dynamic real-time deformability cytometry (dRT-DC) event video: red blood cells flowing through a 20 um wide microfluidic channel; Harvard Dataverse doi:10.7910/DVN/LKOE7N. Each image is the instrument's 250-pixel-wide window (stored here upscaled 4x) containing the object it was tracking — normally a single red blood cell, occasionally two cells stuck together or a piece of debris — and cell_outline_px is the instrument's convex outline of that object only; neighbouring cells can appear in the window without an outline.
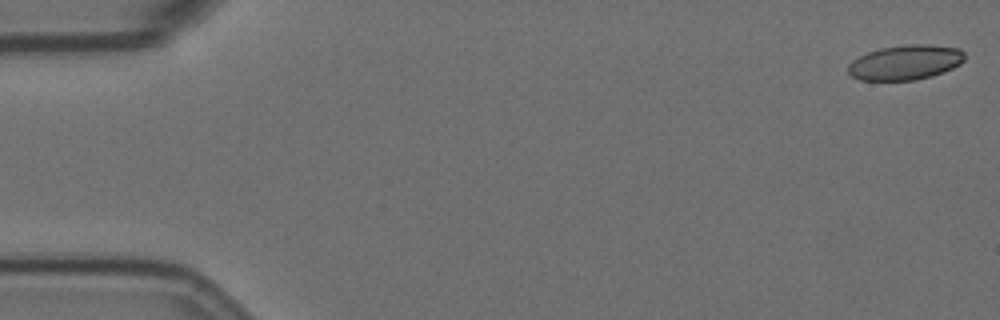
{"species": "Egyptian fruit bat (a non-hibernating species)", "species_latin": "Rousettus aegyptiacus", "temperature_condition": "room temperature", "stored_images_in_passage": 57, "camera_frame_rate_fps": 3000, "um_per_image_px": 0.085, "animal": {"sex": "female"}, "frame": {"image": 1, "passage_image": 1, "time_ms": 0.0, "image_size_px": [1000, 320], "cell_outline_px": [[964, 60], [960, 64], [944, 72], [932, 76], [916, 80], [860, 80], [852, 76], [848, 72], [848, 64], [852, 60], [868, 52], [880, 48], [908, 44], [928, 44], [960, 48], [964, 52]], "centroid_in_image_um": [76.97, 5.3], "position_along_channel_um": 8.0, "area_um2": 23.76}}
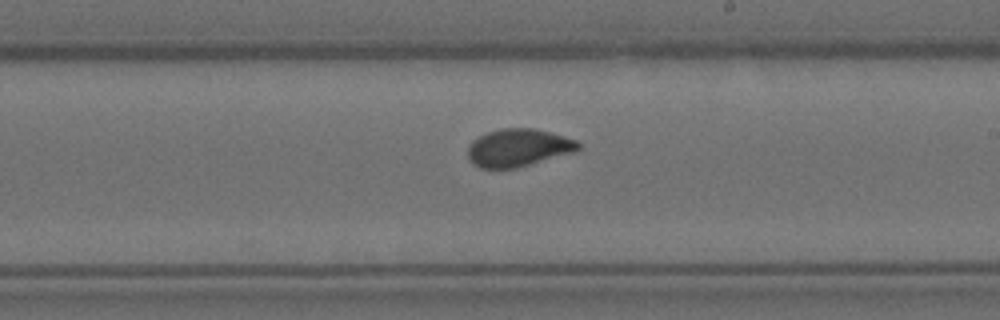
{"frame": {"image": 2, "passage_image": 33, "time_ms": 10.667, "image_size_px": [1000, 320], "cell_outline_px": [[580, 148], [576, 152], [516, 168], [480, 168], [472, 164], [468, 156], [468, 148], [472, 140], [488, 132], [500, 128], [532, 128], [564, 136], [576, 140], [580, 144]], "centroid_in_image_um": [44.06, 12.56], "position_along_channel_um": 244.9, "area_um2": 24.28}}
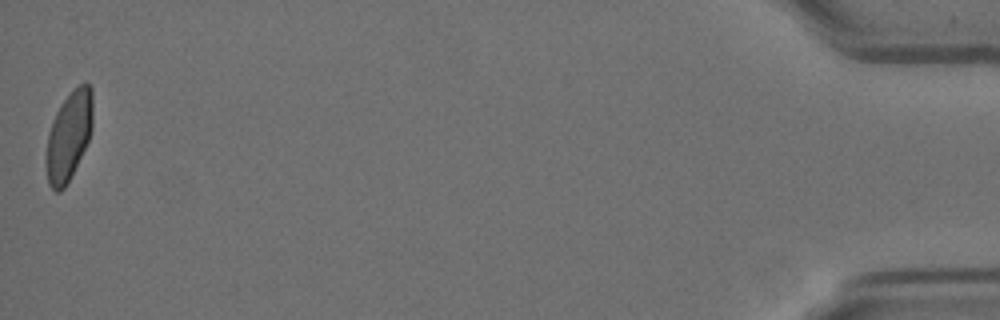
{"frame": {"image": 3, "passage_image": 57, "time_ms": 18.667, "image_size_px": [1000, 320], "cell_outline_px": [[92, 128], [88, 140], [64, 188], [60, 192], [56, 192], [48, 184], [44, 160], [48, 132], [52, 120], [60, 104], [84, 80], [92, 88]], "centroid_in_image_um": [5.81, 11.55], "position_along_channel_um": 429.4, "area_um2": 24.04}, "authors_computed_cell_mechanics": {"area_um2": 24.3338, "velocity_mm_per_s": 3.5314, "shape_relaxation_time_tau1_ms": 7.7189, "shape_relaxation_time_tau2_ms": null, "deformation_change_tau1": 0.1723, "deformation_change_tau2": null}}